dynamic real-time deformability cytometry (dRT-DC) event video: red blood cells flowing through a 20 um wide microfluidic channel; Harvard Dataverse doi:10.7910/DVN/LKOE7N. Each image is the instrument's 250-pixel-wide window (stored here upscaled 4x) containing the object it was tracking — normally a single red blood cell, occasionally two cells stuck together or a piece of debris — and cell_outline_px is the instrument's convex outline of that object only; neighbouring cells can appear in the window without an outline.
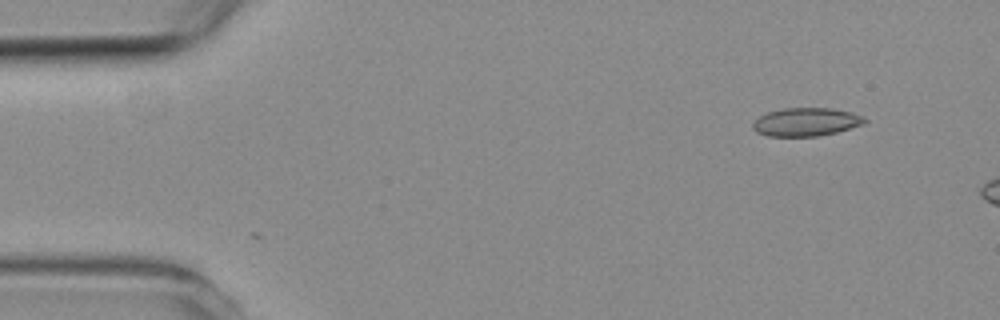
{"species": "common noctule bat (a hibernating species)", "species_latin": "Nyctalus noctula", "temperature_condition": "room temperature", "stored_images_in_passage": 3, "camera_frame_rate_fps": 3000, "um_per_image_px": 0.085, "animal": {"sex": "female", "body_mass_g": 19.3, "forearm_length_mm": 54.1}, "frame": {"image": 1, "passage_image": 1, "time_ms": 0.0, "image_size_px": [1000, 320], "cell_outline_px": [[868, 120], [864, 124], [836, 132], [816, 136], [768, 136], [756, 132], [752, 128], [752, 124], [760, 116], [768, 112], [784, 108], [832, 108], [864, 116]], "centroid_in_image_um": [68.51, 10.37], "position_along_channel_um": 16.5, "area_um2": 18.32}}